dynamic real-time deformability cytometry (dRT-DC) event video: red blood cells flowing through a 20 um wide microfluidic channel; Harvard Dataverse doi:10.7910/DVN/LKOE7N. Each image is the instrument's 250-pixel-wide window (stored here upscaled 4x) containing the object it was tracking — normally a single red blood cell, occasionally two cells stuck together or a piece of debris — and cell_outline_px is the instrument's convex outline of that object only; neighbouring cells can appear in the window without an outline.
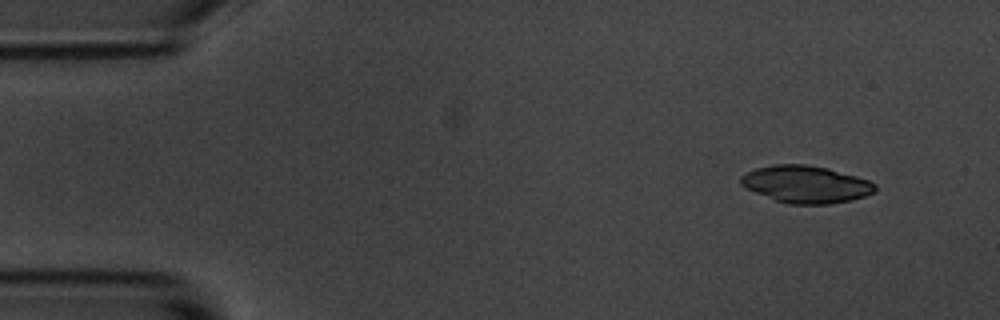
{"species": "common noctule bat (a hibernating species)", "species_latin": "Nyctalus noctula", "temperature_condition": "room temperature", "stored_images_in_passage": 5, "camera_frame_rate_fps": 3000, "um_per_image_px": 0.085, "animal": {"sex": "male", "body_mass_g": 20.1, "forearm_length_mm": 53.5}, "frame": {"image": 1, "passage_image": 1, "time_ms": 0.0, "image_size_px": [1000, 320], "cell_outline_px": [[876, 192], [852, 200], [828, 204], [788, 204], [776, 200], [756, 192], [740, 184], [740, 176], [756, 168], [776, 164], [804, 164], [828, 168], [856, 176], [868, 180], [876, 184]], "centroid_in_image_um": [68.53, 15.66], "position_along_channel_um": 16.5, "area_um2": 28.96}}